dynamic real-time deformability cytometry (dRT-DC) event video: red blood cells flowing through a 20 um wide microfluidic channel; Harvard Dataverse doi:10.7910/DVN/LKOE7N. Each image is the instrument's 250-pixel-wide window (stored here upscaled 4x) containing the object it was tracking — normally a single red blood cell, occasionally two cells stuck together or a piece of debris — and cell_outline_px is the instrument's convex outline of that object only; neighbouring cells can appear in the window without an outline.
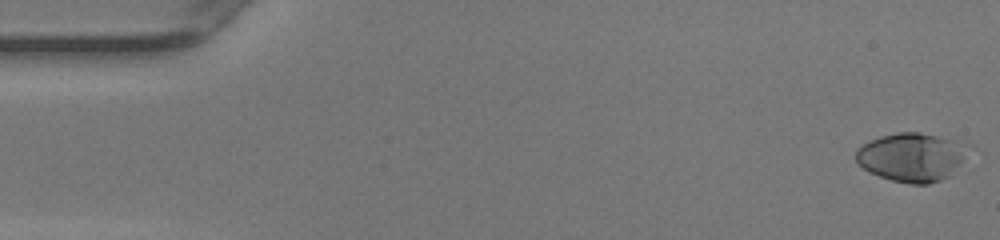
{"species": "human", "species_latin": "Homo sapiens", "temperature_condition": "warm", "stored_images_in_passage": 44, "camera_frame_rate_fps": 3000, "um_per_image_px": 0.085, "donor": {"sex": "female"}, "frame": {"image": 1, "passage_image": 1, "time_ms": 0.0, "image_size_px": [1000, 240], "cell_outline_px": [[964, 160], [948, 176], [940, 180], [928, 184], [912, 184], [892, 180], [868, 172], [856, 160], [856, 148], [880, 136], [900, 132], [920, 132], [952, 140]], "centroid_in_image_um": [77.34, 13.38], "position_along_channel_um": 7.7, "area_um2": 30.46}}
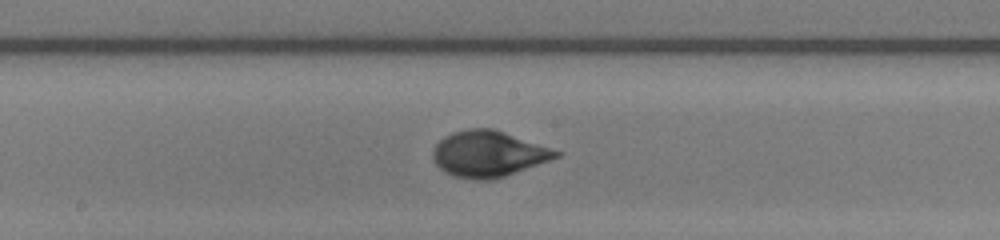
{"frame": {"image": 2, "passage_image": 26, "time_ms": 8.333, "image_size_px": [1000, 240], "cell_outline_px": [[564, 152], [560, 156], [504, 176], [492, 180], [472, 180], [452, 176], [444, 172], [436, 164], [432, 156], [432, 148], [444, 136], [452, 132], [468, 128], [492, 128]], "centroid_in_image_um": [41.47, 13.08], "position_along_channel_um": 206.7, "area_um2": 33.06}}
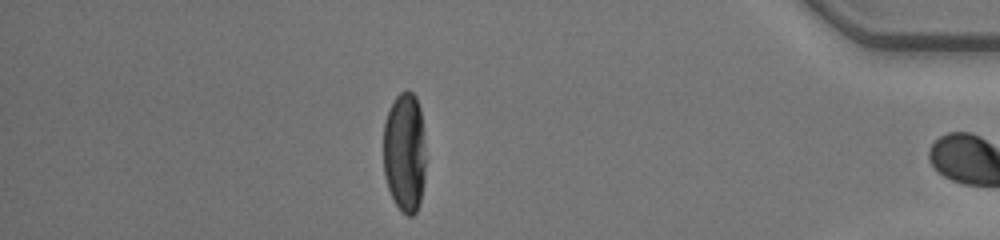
{"frame": {"image": 3, "passage_image": 43, "time_ms": 14.0, "image_size_px": [1000, 240], "cell_outline_px": [[424, 180], [420, 200], [416, 212], [412, 216], [408, 216], [396, 204], [388, 188], [384, 176], [384, 124], [388, 112], [396, 96], [400, 92], [408, 88], [416, 96], [420, 108], [424, 140]], "centroid_in_image_um": [34.39, 12.91], "position_along_channel_um": 400.8, "area_um2": 29.48}, "authors_computed_cell_mechanics": {"area_um2": 31.5588, "velocity_mm_per_s": 4.1987, "shape_relaxation_time_tau1_ms": 3.2668, "shape_relaxation_time_tau2_ms": null, "deformation_change_tau1": 0.2054, "deformation_change_tau2": null}}